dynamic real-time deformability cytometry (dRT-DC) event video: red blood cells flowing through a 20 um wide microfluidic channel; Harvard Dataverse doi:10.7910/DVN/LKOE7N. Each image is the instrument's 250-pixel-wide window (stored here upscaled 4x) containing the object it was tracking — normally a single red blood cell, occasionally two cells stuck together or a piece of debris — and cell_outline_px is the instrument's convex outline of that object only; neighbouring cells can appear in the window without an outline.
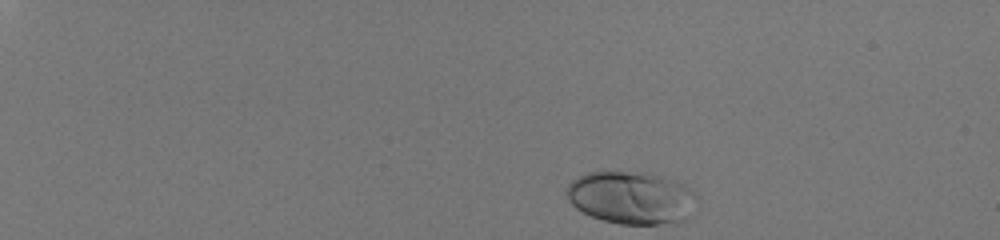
{"species": "human", "species_latin": "Homo sapiens", "temperature_condition": "room temperature", "stored_images_in_passage": 39, "camera_frame_rate_fps": 3000, "um_per_image_px": 0.085, "donor": {"sex": "male"}, "frame": {"image": 1, "passage_image": 1, "time_ms": 0.0, "image_size_px": [1000, 240], "cell_outline_px": [[700, 196], [684, 220], [676, 224], [620, 224], [604, 220], [592, 216], [576, 208], [568, 200], [564, 192], [568, 184], [572, 180], [588, 172], [644, 172], [660, 176], [680, 184], [696, 192]], "centroid_in_image_um": [53.66, 16.81], "position_along_channel_um": 31.3, "area_um2": 39.94}}
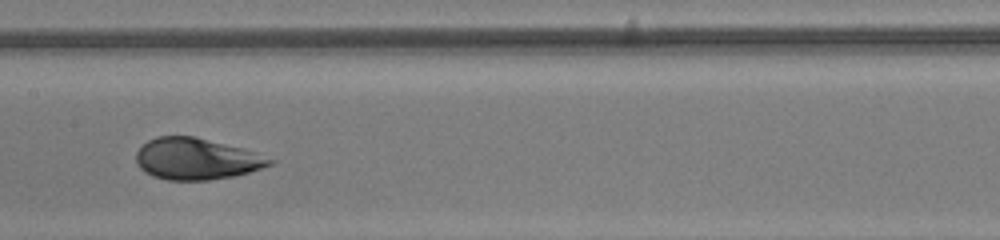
{"frame": {"image": 2, "passage_image": 23, "time_ms": 7.333, "image_size_px": [1000, 240], "cell_outline_px": [[276, 160], [272, 164], [248, 172], [232, 176], [208, 180], [168, 180], [152, 176], [144, 172], [140, 168], [136, 160], [136, 152], [148, 140], [156, 136], [196, 136], [244, 148], [256, 152]], "centroid_in_image_um": [16.69, 13.49], "position_along_channel_um": 190.7, "area_um2": 32.37}}
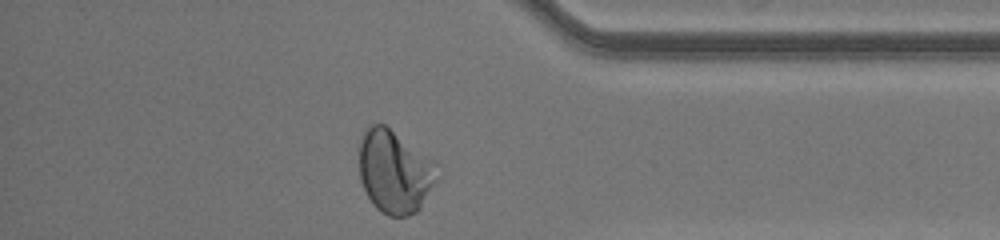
{"frame": {"image": 3, "passage_image": 39, "time_ms": 12.667, "image_size_px": [1000, 240], "cell_outline_px": [[440, 176], [420, 208], [416, 212], [408, 216], [388, 216], [380, 212], [372, 204], [360, 180], [360, 136], [364, 128], [368, 124], [384, 124], [432, 156], [440, 164]], "centroid_in_image_um": [33.6, 14.56], "position_along_channel_um": 401.6, "area_um2": 38.84}, "authors_computed_cell_mechanics": {"area_um2": 34.102, "velocity_mm_per_s": 4.1248, "shape_relaxation_time_tau1_ms": 2.9553, "shape_relaxation_time_tau2_ms": null, "deformation_change_tau1": 0.1595, "deformation_change_tau2": null}}